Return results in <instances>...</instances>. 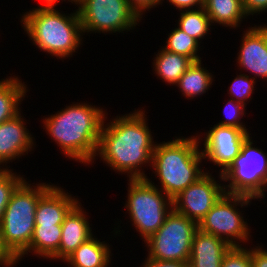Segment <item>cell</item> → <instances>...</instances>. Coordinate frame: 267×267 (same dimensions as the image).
Here are the masks:
<instances>
[{
	"label": "cell",
	"mask_w": 267,
	"mask_h": 267,
	"mask_svg": "<svg viewBox=\"0 0 267 267\" xmlns=\"http://www.w3.org/2000/svg\"><path fill=\"white\" fill-rule=\"evenodd\" d=\"M140 108L143 110L138 108L121 116L118 114L110 122H106L109 118L105 116L94 159L100 158L118 174L126 173L127 179L148 177L143 167L151 168L156 144L148 126L146 111L143 106Z\"/></svg>",
	"instance_id": "1"
},
{
	"label": "cell",
	"mask_w": 267,
	"mask_h": 267,
	"mask_svg": "<svg viewBox=\"0 0 267 267\" xmlns=\"http://www.w3.org/2000/svg\"><path fill=\"white\" fill-rule=\"evenodd\" d=\"M104 109L87 101L72 102L51 116H44L42 127L65 158L90 166L94 164L102 125L108 116Z\"/></svg>",
	"instance_id": "2"
},
{
	"label": "cell",
	"mask_w": 267,
	"mask_h": 267,
	"mask_svg": "<svg viewBox=\"0 0 267 267\" xmlns=\"http://www.w3.org/2000/svg\"><path fill=\"white\" fill-rule=\"evenodd\" d=\"M200 148L197 134L187 138L179 135L167 142H156L151 173L160 181L155 186L170 199L175 198L207 172L201 167L204 158Z\"/></svg>",
	"instance_id": "3"
},
{
	"label": "cell",
	"mask_w": 267,
	"mask_h": 267,
	"mask_svg": "<svg viewBox=\"0 0 267 267\" xmlns=\"http://www.w3.org/2000/svg\"><path fill=\"white\" fill-rule=\"evenodd\" d=\"M21 26L40 51L61 60L72 57L83 45L84 37L78 10L71 14L57 8H32L22 12Z\"/></svg>",
	"instance_id": "4"
},
{
	"label": "cell",
	"mask_w": 267,
	"mask_h": 267,
	"mask_svg": "<svg viewBox=\"0 0 267 267\" xmlns=\"http://www.w3.org/2000/svg\"><path fill=\"white\" fill-rule=\"evenodd\" d=\"M26 179L11 194L0 221L3 242L16 258L30 245L38 201L53 185L51 182L31 184V181Z\"/></svg>",
	"instance_id": "5"
},
{
	"label": "cell",
	"mask_w": 267,
	"mask_h": 267,
	"mask_svg": "<svg viewBox=\"0 0 267 267\" xmlns=\"http://www.w3.org/2000/svg\"><path fill=\"white\" fill-rule=\"evenodd\" d=\"M127 181L124 209L129 213V222L145 242L163 225L166 216L172 211V199L157 188L149 177Z\"/></svg>",
	"instance_id": "6"
},
{
	"label": "cell",
	"mask_w": 267,
	"mask_h": 267,
	"mask_svg": "<svg viewBox=\"0 0 267 267\" xmlns=\"http://www.w3.org/2000/svg\"><path fill=\"white\" fill-rule=\"evenodd\" d=\"M254 142L252 135H249L243 142L239 155L221 176L225 183V193L261 201L267 192V153L253 145Z\"/></svg>",
	"instance_id": "7"
},
{
	"label": "cell",
	"mask_w": 267,
	"mask_h": 267,
	"mask_svg": "<svg viewBox=\"0 0 267 267\" xmlns=\"http://www.w3.org/2000/svg\"><path fill=\"white\" fill-rule=\"evenodd\" d=\"M252 200L256 199L224 193L200 221L198 229L225 240L230 246H245L252 237L251 227L239 207H248Z\"/></svg>",
	"instance_id": "8"
},
{
	"label": "cell",
	"mask_w": 267,
	"mask_h": 267,
	"mask_svg": "<svg viewBox=\"0 0 267 267\" xmlns=\"http://www.w3.org/2000/svg\"><path fill=\"white\" fill-rule=\"evenodd\" d=\"M198 224L172 209L163 225L144 242L153 260L188 262Z\"/></svg>",
	"instance_id": "9"
},
{
	"label": "cell",
	"mask_w": 267,
	"mask_h": 267,
	"mask_svg": "<svg viewBox=\"0 0 267 267\" xmlns=\"http://www.w3.org/2000/svg\"><path fill=\"white\" fill-rule=\"evenodd\" d=\"M77 6L83 35L120 34L140 26L141 19L127 0H82Z\"/></svg>",
	"instance_id": "10"
},
{
	"label": "cell",
	"mask_w": 267,
	"mask_h": 267,
	"mask_svg": "<svg viewBox=\"0 0 267 267\" xmlns=\"http://www.w3.org/2000/svg\"><path fill=\"white\" fill-rule=\"evenodd\" d=\"M206 171L196 182L172 199L173 210L197 224L225 193L221 174L216 180L209 170Z\"/></svg>",
	"instance_id": "11"
},
{
	"label": "cell",
	"mask_w": 267,
	"mask_h": 267,
	"mask_svg": "<svg viewBox=\"0 0 267 267\" xmlns=\"http://www.w3.org/2000/svg\"><path fill=\"white\" fill-rule=\"evenodd\" d=\"M249 132L251 131L215 124L203 133L204 137L203 134H197L206 163L212 162L214 166L220 168L218 172L222 174L239 155L243 142L251 135Z\"/></svg>",
	"instance_id": "12"
},
{
	"label": "cell",
	"mask_w": 267,
	"mask_h": 267,
	"mask_svg": "<svg viewBox=\"0 0 267 267\" xmlns=\"http://www.w3.org/2000/svg\"><path fill=\"white\" fill-rule=\"evenodd\" d=\"M253 25L243 31L236 62L241 73L244 70L255 80L258 77L267 82V23Z\"/></svg>",
	"instance_id": "13"
},
{
	"label": "cell",
	"mask_w": 267,
	"mask_h": 267,
	"mask_svg": "<svg viewBox=\"0 0 267 267\" xmlns=\"http://www.w3.org/2000/svg\"><path fill=\"white\" fill-rule=\"evenodd\" d=\"M24 120L20 112L14 118L0 123V169H9L8 163L28 155L36 147V139L26 126L28 122Z\"/></svg>",
	"instance_id": "14"
},
{
	"label": "cell",
	"mask_w": 267,
	"mask_h": 267,
	"mask_svg": "<svg viewBox=\"0 0 267 267\" xmlns=\"http://www.w3.org/2000/svg\"><path fill=\"white\" fill-rule=\"evenodd\" d=\"M79 201L65 216L61 224V241L58 252L50 260L64 262L82 243L94 234L89 223V213ZM87 213V214H86ZM91 226V227H90Z\"/></svg>",
	"instance_id": "15"
},
{
	"label": "cell",
	"mask_w": 267,
	"mask_h": 267,
	"mask_svg": "<svg viewBox=\"0 0 267 267\" xmlns=\"http://www.w3.org/2000/svg\"><path fill=\"white\" fill-rule=\"evenodd\" d=\"M79 200L64 188L53 184L38 201L35 225H61Z\"/></svg>",
	"instance_id": "16"
},
{
	"label": "cell",
	"mask_w": 267,
	"mask_h": 267,
	"mask_svg": "<svg viewBox=\"0 0 267 267\" xmlns=\"http://www.w3.org/2000/svg\"><path fill=\"white\" fill-rule=\"evenodd\" d=\"M225 240L197 229L194 233L188 267H221L231 248Z\"/></svg>",
	"instance_id": "17"
},
{
	"label": "cell",
	"mask_w": 267,
	"mask_h": 267,
	"mask_svg": "<svg viewBox=\"0 0 267 267\" xmlns=\"http://www.w3.org/2000/svg\"><path fill=\"white\" fill-rule=\"evenodd\" d=\"M110 246L93 235L70 254L64 264L68 267H109L114 255Z\"/></svg>",
	"instance_id": "18"
},
{
	"label": "cell",
	"mask_w": 267,
	"mask_h": 267,
	"mask_svg": "<svg viewBox=\"0 0 267 267\" xmlns=\"http://www.w3.org/2000/svg\"><path fill=\"white\" fill-rule=\"evenodd\" d=\"M203 8L210 18L212 27L215 24L237 29L247 15L242 7L241 0H203Z\"/></svg>",
	"instance_id": "19"
},
{
	"label": "cell",
	"mask_w": 267,
	"mask_h": 267,
	"mask_svg": "<svg viewBox=\"0 0 267 267\" xmlns=\"http://www.w3.org/2000/svg\"><path fill=\"white\" fill-rule=\"evenodd\" d=\"M60 241L61 225H35L30 245L17 258L18 262L29 254L50 260L58 252Z\"/></svg>",
	"instance_id": "20"
},
{
	"label": "cell",
	"mask_w": 267,
	"mask_h": 267,
	"mask_svg": "<svg viewBox=\"0 0 267 267\" xmlns=\"http://www.w3.org/2000/svg\"><path fill=\"white\" fill-rule=\"evenodd\" d=\"M0 80V123L14 118L21 111L28 87L20 77L10 74Z\"/></svg>",
	"instance_id": "21"
},
{
	"label": "cell",
	"mask_w": 267,
	"mask_h": 267,
	"mask_svg": "<svg viewBox=\"0 0 267 267\" xmlns=\"http://www.w3.org/2000/svg\"><path fill=\"white\" fill-rule=\"evenodd\" d=\"M153 60V73L166 85H176L193 61L183 55L171 53L162 47L157 50Z\"/></svg>",
	"instance_id": "22"
},
{
	"label": "cell",
	"mask_w": 267,
	"mask_h": 267,
	"mask_svg": "<svg viewBox=\"0 0 267 267\" xmlns=\"http://www.w3.org/2000/svg\"><path fill=\"white\" fill-rule=\"evenodd\" d=\"M214 77V74L203 66L202 60L194 61L175 86H177L185 99L190 100L194 99V97L203 96L208 92L213 85V81H215Z\"/></svg>",
	"instance_id": "23"
},
{
	"label": "cell",
	"mask_w": 267,
	"mask_h": 267,
	"mask_svg": "<svg viewBox=\"0 0 267 267\" xmlns=\"http://www.w3.org/2000/svg\"><path fill=\"white\" fill-rule=\"evenodd\" d=\"M179 18L177 21L178 28L187 33L189 36L195 38L200 44L207 34L211 32L212 24L209 16L203 7L193 10L179 11Z\"/></svg>",
	"instance_id": "24"
},
{
	"label": "cell",
	"mask_w": 267,
	"mask_h": 267,
	"mask_svg": "<svg viewBox=\"0 0 267 267\" xmlns=\"http://www.w3.org/2000/svg\"><path fill=\"white\" fill-rule=\"evenodd\" d=\"M165 42V45L161 47L168 52L186 56L193 62L202 60L200 54H198L201 44L178 27H175L172 31L170 30Z\"/></svg>",
	"instance_id": "25"
},
{
	"label": "cell",
	"mask_w": 267,
	"mask_h": 267,
	"mask_svg": "<svg viewBox=\"0 0 267 267\" xmlns=\"http://www.w3.org/2000/svg\"><path fill=\"white\" fill-rule=\"evenodd\" d=\"M245 73H239L231 82L228 87V93L230 99L240 102L247 106L248 102L252 100V96L256 87H254L257 81L251 76ZM249 100V101H248ZM247 102V103H246Z\"/></svg>",
	"instance_id": "26"
},
{
	"label": "cell",
	"mask_w": 267,
	"mask_h": 267,
	"mask_svg": "<svg viewBox=\"0 0 267 267\" xmlns=\"http://www.w3.org/2000/svg\"><path fill=\"white\" fill-rule=\"evenodd\" d=\"M14 169H0V221L9 203L11 194L25 179V175L17 174ZM14 172V173H13Z\"/></svg>",
	"instance_id": "27"
},
{
	"label": "cell",
	"mask_w": 267,
	"mask_h": 267,
	"mask_svg": "<svg viewBox=\"0 0 267 267\" xmlns=\"http://www.w3.org/2000/svg\"><path fill=\"white\" fill-rule=\"evenodd\" d=\"M246 109V106L242 103L228 98V102L225 104L223 111L226 119L221 120L217 125L236 127L244 131H250L248 130L249 128L245 126L246 124L241 121V119H243L242 117L246 115Z\"/></svg>",
	"instance_id": "28"
},
{
	"label": "cell",
	"mask_w": 267,
	"mask_h": 267,
	"mask_svg": "<svg viewBox=\"0 0 267 267\" xmlns=\"http://www.w3.org/2000/svg\"><path fill=\"white\" fill-rule=\"evenodd\" d=\"M221 267H252L250 248L232 246L224 255Z\"/></svg>",
	"instance_id": "29"
},
{
	"label": "cell",
	"mask_w": 267,
	"mask_h": 267,
	"mask_svg": "<svg viewBox=\"0 0 267 267\" xmlns=\"http://www.w3.org/2000/svg\"><path fill=\"white\" fill-rule=\"evenodd\" d=\"M129 7L143 20V15L161 5L162 0H127ZM152 8V9H151Z\"/></svg>",
	"instance_id": "30"
},
{
	"label": "cell",
	"mask_w": 267,
	"mask_h": 267,
	"mask_svg": "<svg viewBox=\"0 0 267 267\" xmlns=\"http://www.w3.org/2000/svg\"><path fill=\"white\" fill-rule=\"evenodd\" d=\"M242 7L245 11V14L249 16L252 15V20L254 15L263 14L267 12V0H241Z\"/></svg>",
	"instance_id": "31"
},
{
	"label": "cell",
	"mask_w": 267,
	"mask_h": 267,
	"mask_svg": "<svg viewBox=\"0 0 267 267\" xmlns=\"http://www.w3.org/2000/svg\"><path fill=\"white\" fill-rule=\"evenodd\" d=\"M258 246H249L251 263L252 267H267V249L262 245L257 244Z\"/></svg>",
	"instance_id": "32"
},
{
	"label": "cell",
	"mask_w": 267,
	"mask_h": 267,
	"mask_svg": "<svg viewBox=\"0 0 267 267\" xmlns=\"http://www.w3.org/2000/svg\"><path fill=\"white\" fill-rule=\"evenodd\" d=\"M17 263L20 264L18 259L5 246L0 231V267H15Z\"/></svg>",
	"instance_id": "33"
},
{
	"label": "cell",
	"mask_w": 267,
	"mask_h": 267,
	"mask_svg": "<svg viewBox=\"0 0 267 267\" xmlns=\"http://www.w3.org/2000/svg\"><path fill=\"white\" fill-rule=\"evenodd\" d=\"M164 0H162L161 5ZM170 5L174 6L178 11L193 10L203 7V0H166Z\"/></svg>",
	"instance_id": "34"
},
{
	"label": "cell",
	"mask_w": 267,
	"mask_h": 267,
	"mask_svg": "<svg viewBox=\"0 0 267 267\" xmlns=\"http://www.w3.org/2000/svg\"><path fill=\"white\" fill-rule=\"evenodd\" d=\"M141 267H188V262L153 260L146 257Z\"/></svg>",
	"instance_id": "35"
},
{
	"label": "cell",
	"mask_w": 267,
	"mask_h": 267,
	"mask_svg": "<svg viewBox=\"0 0 267 267\" xmlns=\"http://www.w3.org/2000/svg\"><path fill=\"white\" fill-rule=\"evenodd\" d=\"M42 1V0H41ZM66 0H61V3ZM43 3L38 6V8H56L57 4L60 3V0H43ZM71 2L70 0H67V3Z\"/></svg>",
	"instance_id": "36"
},
{
	"label": "cell",
	"mask_w": 267,
	"mask_h": 267,
	"mask_svg": "<svg viewBox=\"0 0 267 267\" xmlns=\"http://www.w3.org/2000/svg\"><path fill=\"white\" fill-rule=\"evenodd\" d=\"M72 4H75V6L77 4H79V2H81L82 0H70Z\"/></svg>",
	"instance_id": "37"
}]
</instances>
